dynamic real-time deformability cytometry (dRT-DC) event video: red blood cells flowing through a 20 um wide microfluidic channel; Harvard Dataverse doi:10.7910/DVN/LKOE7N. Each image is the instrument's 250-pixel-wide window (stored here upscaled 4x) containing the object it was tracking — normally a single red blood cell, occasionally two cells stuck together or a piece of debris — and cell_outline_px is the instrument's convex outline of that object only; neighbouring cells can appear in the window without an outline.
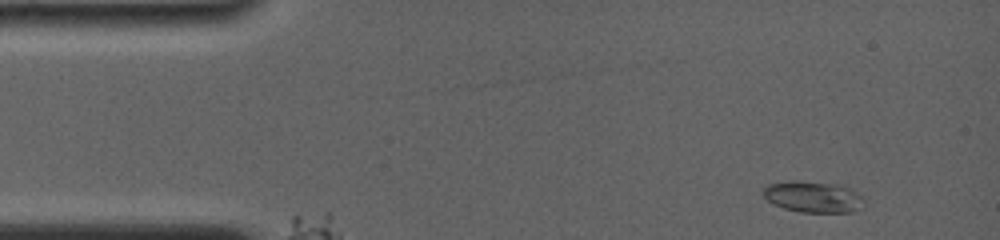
{"species": "common noctule bat (a hibernating species)", "species_latin": "Nyctalus noctula", "temperature_condition": "room temperature", "stored_images_in_passage": 2, "camera_frame_rate_fps": 4000, "um_per_image_px": 0.085, "animal": {"sex": "female", "body_mass_g": 19.0, "forearm_length_mm": 56.7}, "frame": {"image": 1, "passage_image": 1, "time_ms": 0.0, "image_size_px": [1000, 240], "cell_outline_px": [[864, 208], [852, 212], [800, 212], [784, 208], [768, 200], [764, 196], [764, 188], [768, 184], [788, 180], [796, 180], [840, 184], [848, 188], [860, 196], [864, 200]], "centroid_in_image_um": [69.14, 16.72], "position_along_channel_um": 15.9, "area_um2": 18.38}}
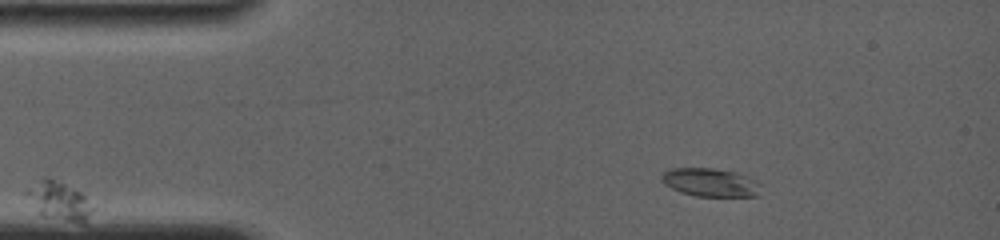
{"frame": {"image": 2, "passage_image": 2, "time_ms": 1.0, "image_size_px": [1000, 240], "cell_outline_px": [[92, 212], [84, 224], [40, 216], [24, 196], [24, 192], [28, 188], [44, 176], [48, 176], [80, 192], [84, 196], [92, 208]], "centroid_in_image_um": [4.94, 17.09], "position_along_channel_um": 80.1, "area_um2": 14.91}}